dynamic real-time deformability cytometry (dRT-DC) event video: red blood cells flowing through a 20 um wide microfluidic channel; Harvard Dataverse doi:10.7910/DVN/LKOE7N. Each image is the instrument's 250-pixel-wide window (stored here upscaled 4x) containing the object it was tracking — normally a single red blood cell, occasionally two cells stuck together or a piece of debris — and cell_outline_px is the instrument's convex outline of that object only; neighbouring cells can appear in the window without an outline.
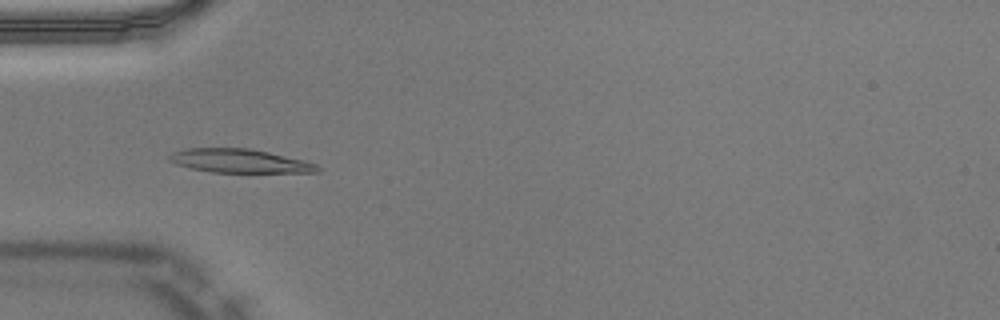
{"species": "Egyptian fruit bat (a non-hibernating species)", "species_latin": "Rousettus aegyptiacus", "temperature_condition": "warm", "stored_images_in_passage": 51, "camera_frame_rate_fps": 3000, "um_per_image_px": 0.085, "animal": {"sex": "male"}, "frame": {"image": 1, "passage_image": 16, "time_ms": 5.0, "image_size_px": [1000, 320], "cell_outline_px": [[320, 172], [212, 172], [192, 168], [176, 164], [168, 160], [168, 156], [172, 152], [188, 148], [248, 148], [268, 152], [304, 160], [316, 164], [320, 168]], "centroid_in_image_um": [20.35, 13.67], "position_along_channel_um": 64.6, "area_um2": 20.29}}
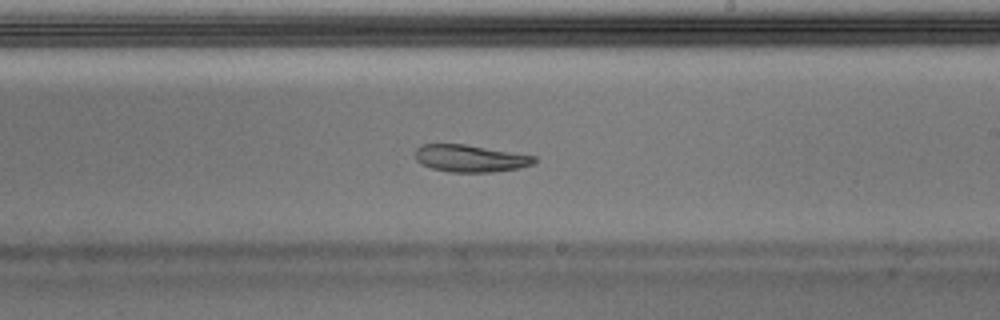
{"frame": {"image": 2, "passage_image": 30, "time_ms": 9.667, "image_size_px": [1000, 320], "cell_outline_px": [[536, 160], [532, 164], [520, 168], [492, 172], [448, 172], [432, 168], [420, 164], [416, 160], [416, 148], [424, 144], [464, 144], [536, 156]], "centroid_in_image_um": [39.96, 13.47], "position_along_channel_um": 249.0, "area_um2": 18.79}}
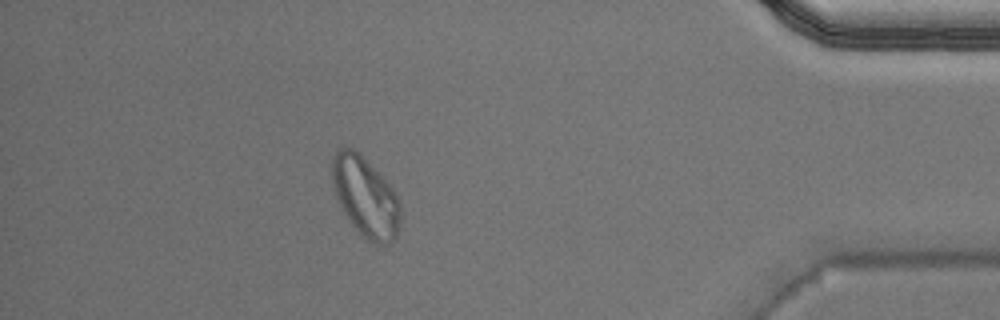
{"frame": {"image": 3, "passage_image": 45, "time_ms": 14.667, "image_size_px": [1000, 320], "cell_outline_px": [[400, 224], [396, 236], [384, 248], [372, 244], [352, 224], [344, 212], [336, 196], [332, 180], [332, 156], [340, 148], [352, 148], [392, 188], [400, 204]], "centroid_in_image_um": [31.07, 16.81], "position_along_channel_um": 404.1, "area_um2": 31.1}}